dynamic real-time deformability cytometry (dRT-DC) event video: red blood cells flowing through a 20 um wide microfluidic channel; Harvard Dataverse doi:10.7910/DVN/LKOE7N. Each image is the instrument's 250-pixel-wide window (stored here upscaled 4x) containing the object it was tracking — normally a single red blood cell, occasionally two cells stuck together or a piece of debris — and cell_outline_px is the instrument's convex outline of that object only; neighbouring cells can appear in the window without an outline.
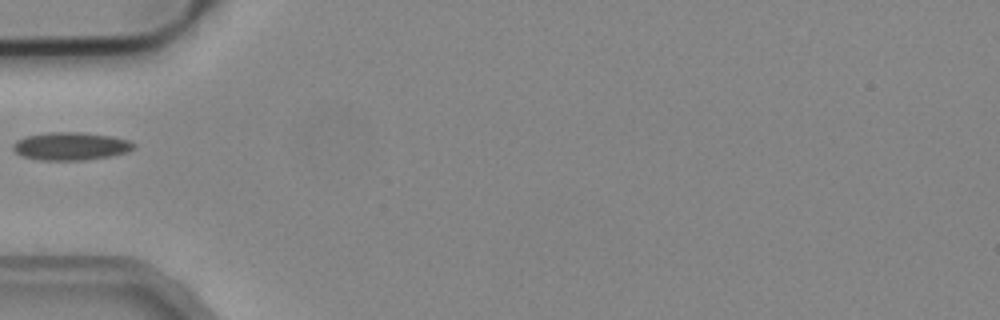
{"species": "common noctule bat (a hibernating species)", "species_latin": "Nyctalus noctula", "temperature_condition": "cold", "stored_images_in_passage": 3, "camera_frame_rate_fps": 3000, "um_per_image_px": 0.085, "animal": {"sex": "male", "body_mass_g": 19.2, "forearm_length_mm": 51.8}, "frame": {"image": 1, "passage_image": 3, "time_ms": 0.667, "image_size_px": [1000, 320], "cell_outline_px": [[136, 148], [128, 152], [108, 156], [84, 160], [40, 160], [24, 156], [16, 152], [12, 148], [12, 144], [16, 140], [28, 136], [48, 132], [80, 132], [112, 136], [128, 140], [136, 144]], "centroid_in_image_um": [6.04, 12.42], "position_along_channel_um": 79.0, "area_um2": 19.59}}